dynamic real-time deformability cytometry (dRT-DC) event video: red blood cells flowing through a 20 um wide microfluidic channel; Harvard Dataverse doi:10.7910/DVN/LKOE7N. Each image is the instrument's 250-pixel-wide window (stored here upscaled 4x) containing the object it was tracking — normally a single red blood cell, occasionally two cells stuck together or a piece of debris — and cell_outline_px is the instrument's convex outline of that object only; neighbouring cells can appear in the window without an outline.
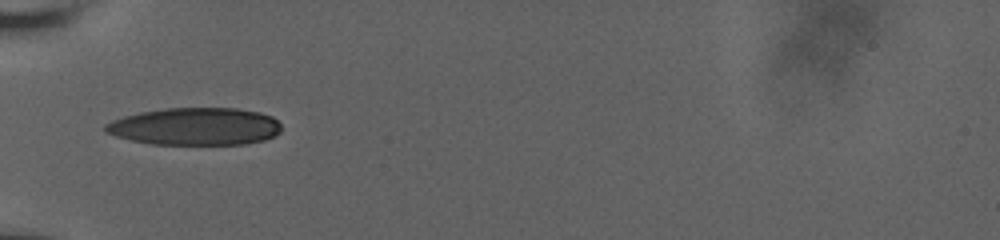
{"species": "human", "species_latin": "Homo sapiens", "temperature_condition": "room temperature", "stored_images_in_passage": 30, "camera_frame_rate_fps": 3000, "um_per_image_px": 0.085, "donor": {"sex": "male"}, "frame": {"image": 1, "passage_image": 1, "time_ms": 0.0, "image_size_px": [1000, 240], "cell_outline_px": [[280, 132], [276, 136], [264, 140], [244, 144], [152, 144], [132, 140], [116, 136], [104, 132], [104, 124], [112, 120], [124, 116], [140, 112], [164, 108], [236, 108], [260, 112], [272, 116], [280, 124]], "centroid_in_image_um": [16.59, 10.74], "position_along_channel_um": 68.4, "area_um2": 38.55}}
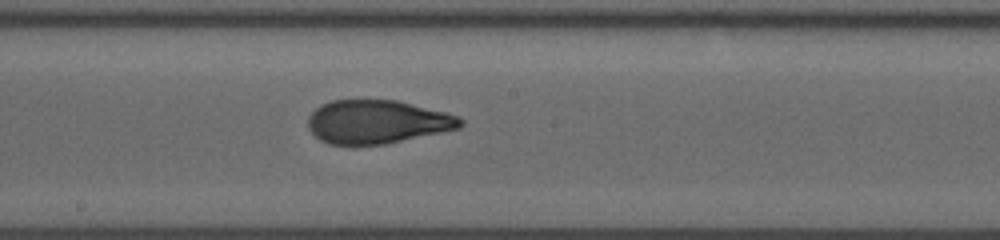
{"frame": {"image": 2, "passage_image": 11, "time_ms": 4.0, "image_size_px": [1000, 240], "cell_outline_px": [[464, 124], [460, 128], [384, 144], [328, 144], [320, 140], [308, 128], [308, 116], [320, 104], [332, 100], [396, 100], [460, 116], [464, 120]], "centroid_in_image_um": [32.05, 10.35], "position_along_channel_um": 216.1, "area_um2": 38.44}}
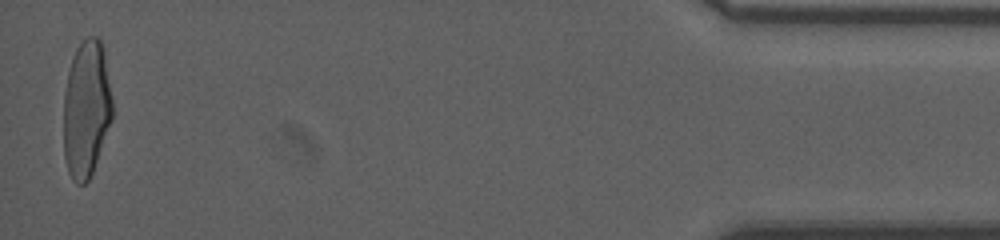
{"frame": {"image": 3, "passage_image": 30, "time_ms": 11.667, "image_size_px": [1000, 240], "cell_outline_px": [[112, 120], [92, 172], [88, 180], [84, 184], [76, 184], [72, 180], [68, 172], [64, 156], [64, 92], [68, 72], [72, 56], [76, 48], [88, 36], [96, 36], [100, 40], [104, 48], [112, 100]], "centroid_in_image_um": [7.33, 9.25], "position_along_channel_um": 427.9, "area_um2": 39.07}, "authors_computed_cell_mechanics": {"area_um2": 38.9572, "velocity_mm_per_s": 3.7838, "shape_relaxation_time_tau1_ms": 8.3483, "shape_relaxation_time_tau2_ms": 0.7757, "deformation_change_tau1": 0.2604, "deformation_change_tau2": 0.0654}}